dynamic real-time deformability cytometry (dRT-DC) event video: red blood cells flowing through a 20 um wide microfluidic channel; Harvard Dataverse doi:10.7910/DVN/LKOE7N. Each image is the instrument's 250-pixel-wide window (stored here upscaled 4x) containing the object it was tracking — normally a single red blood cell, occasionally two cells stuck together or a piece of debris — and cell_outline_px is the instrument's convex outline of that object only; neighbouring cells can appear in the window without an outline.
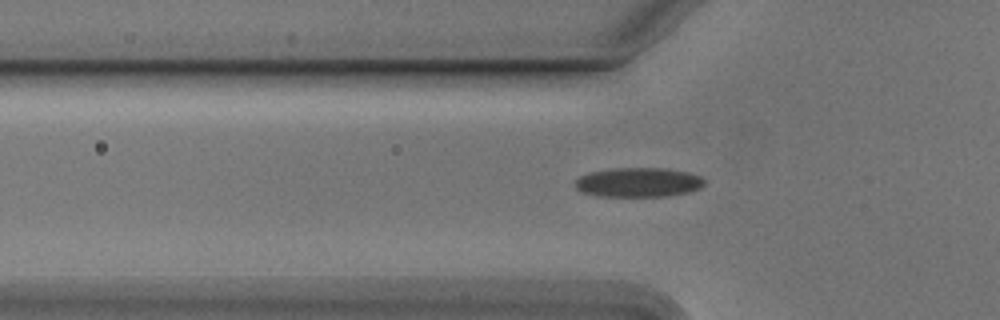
{"species": "Egyptian fruit bat (a non-hibernating species)", "species_latin": "Rousettus aegyptiacus", "temperature_condition": "cold", "stored_images_in_passage": 36, "camera_frame_rate_fps": 3000, "um_per_image_px": 0.085, "animal": {"sex": "male"}, "frame": {"image": 1, "passage_image": 6, "time_ms": 1.667, "image_size_px": [1000, 320], "cell_outline_px": [[704, 184], [700, 188], [688, 192], [668, 196], [596, 196], [580, 192], [576, 188], [576, 180], [580, 176], [588, 172], [612, 168], [664, 168], [688, 172], [700, 176], [704, 180]], "centroid_in_image_um": [54.24, 15.5], "position_along_channel_um": 71.6, "area_um2": 22.25}}
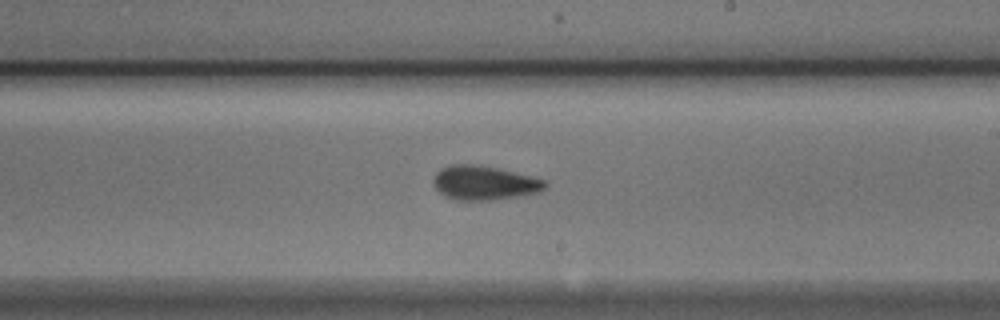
{"frame": {"image": 2, "passage_image": 20, "time_ms": 6.333, "image_size_px": [1000, 320], "cell_outline_px": [[548, 184], [540, 192], [520, 196], [492, 200], [452, 200], [444, 196], [432, 184], [432, 180], [436, 172], [440, 168], [448, 164], [476, 164], [496, 168], [548, 180]], "centroid_in_image_um": [41.14, 15.54], "position_along_channel_um": 247.9, "area_um2": 22.54}}
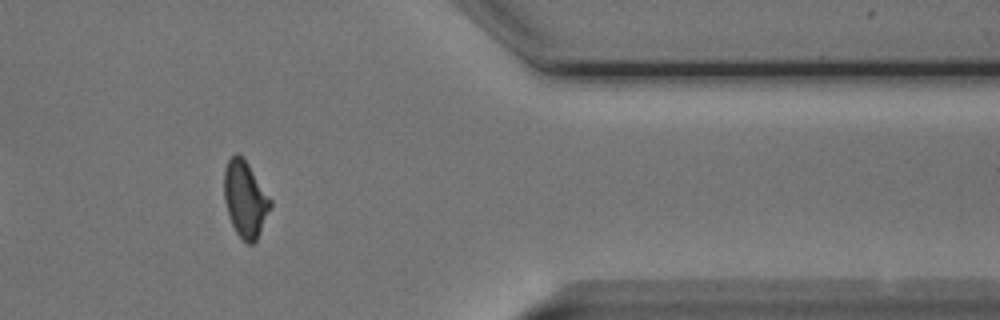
{"frame": {"image": 3, "passage_image": 33, "time_ms": 10.667, "image_size_px": [1000, 320], "cell_outline_px": [[272, 204], [260, 232], [256, 240], [252, 244], [248, 244], [236, 232], [228, 216], [224, 200], [224, 168], [228, 160], [236, 152], [248, 164], [272, 200]], "centroid_in_image_um": [20.83, 16.92], "position_along_channel_um": 390.6, "area_um2": 20.35}}